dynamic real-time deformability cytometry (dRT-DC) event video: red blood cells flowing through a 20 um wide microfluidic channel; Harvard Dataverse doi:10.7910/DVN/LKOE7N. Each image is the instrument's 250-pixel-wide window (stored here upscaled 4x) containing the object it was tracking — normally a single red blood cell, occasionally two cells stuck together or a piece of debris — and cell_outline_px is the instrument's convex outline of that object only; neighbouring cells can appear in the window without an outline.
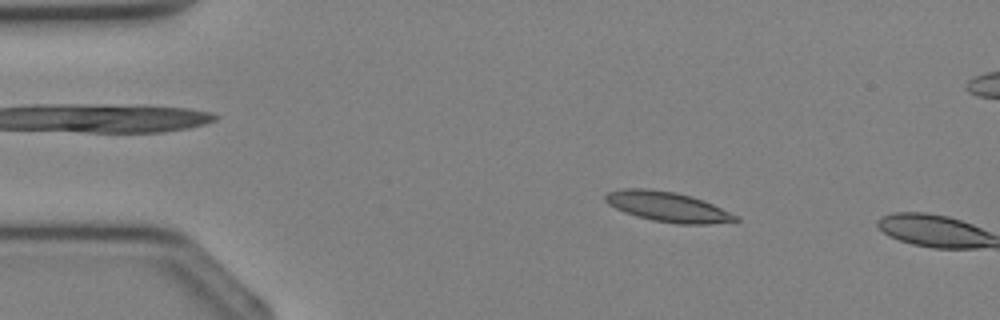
{"species": "Egyptian fruit bat (a non-hibernating species)", "species_latin": "Rousettus aegyptiacus", "temperature_condition": "cold", "stored_images_in_passage": 8, "camera_frame_rate_fps": 3000, "um_per_image_px": 0.085, "animal": {"sex": "female"}, "frame": {"image": 1, "passage_image": 7, "time_ms": 2.0, "image_size_px": [1000, 320], "cell_outline_px": [[740, 220], [708, 224], [676, 224], [652, 220], [624, 212], [608, 204], [604, 200], [604, 196], [608, 192], [624, 188], [648, 188], [676, 192], [692, 196], [704, 200], [740, 216]], "centroid_in_image_um": [56.77, 17.57], "position_along_channel_um": 28.2, "area_um2": 22.89}}